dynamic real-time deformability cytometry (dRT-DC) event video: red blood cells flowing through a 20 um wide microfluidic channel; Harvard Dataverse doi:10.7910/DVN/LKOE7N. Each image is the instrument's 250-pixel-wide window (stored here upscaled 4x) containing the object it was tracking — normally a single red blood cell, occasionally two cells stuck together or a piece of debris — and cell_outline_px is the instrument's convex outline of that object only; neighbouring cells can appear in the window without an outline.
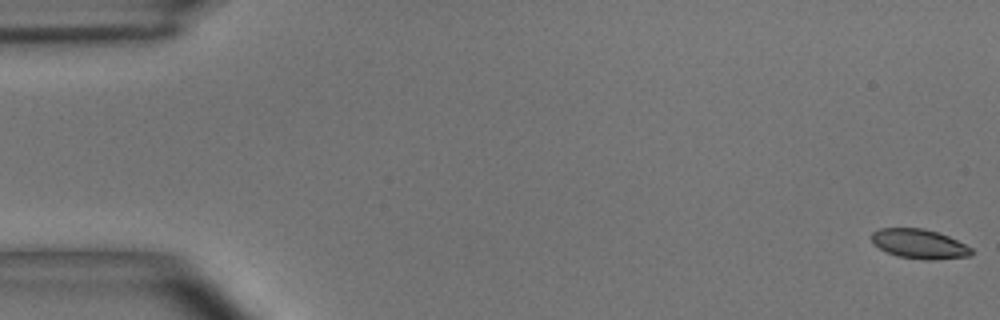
{"species": "common noctule bat (a hibernating species)", "species_latin": "Nyctalus noctula", "temperature_condition": "room temperature", "stored_images_in_passage": 55, "camera_frame_rate_fps": 3000, "um_per_image_px": 0.085, "animal": {"sex": "male", "body_mass_g": 15.6}, "frame": {"image": 1, "passage_image": 1, "time_ms": 0.0, "image_size_px": [1000, 320], "cell_outline_px": [[972, 256], [936, 260], [924, 260], [896, 256], [872, 244], [872, 232], [880, 228], [924, 228], [948, 236], [972, 248]], "centroid_in_image_um": [78.14, 20.74], "position_along_channel_um": 6.9, "area_um2": 17.22}}
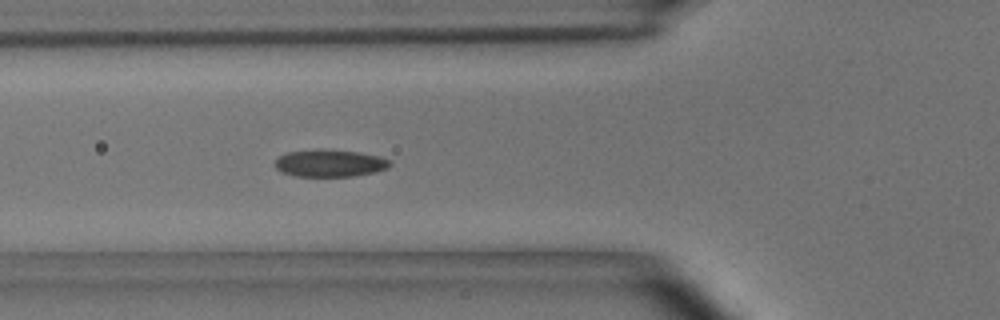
{"frame": {"image": 2, "passage_image": 20, "time_ms": 6.333, "image_size_px": [1000, 320], "cell_outline_px": [[392, 164], [388, 168], [376, 172], [352, 176], [296, 176], [280, 172], [276, 168], [276, 160], [280, 156], [288, 152], [360, 152], [380, 156], [392, 160]], "centroid_in_image_um": [28.12, 13.92], "position_along_channel_um": 97.7, "area_um2": 17.46}}
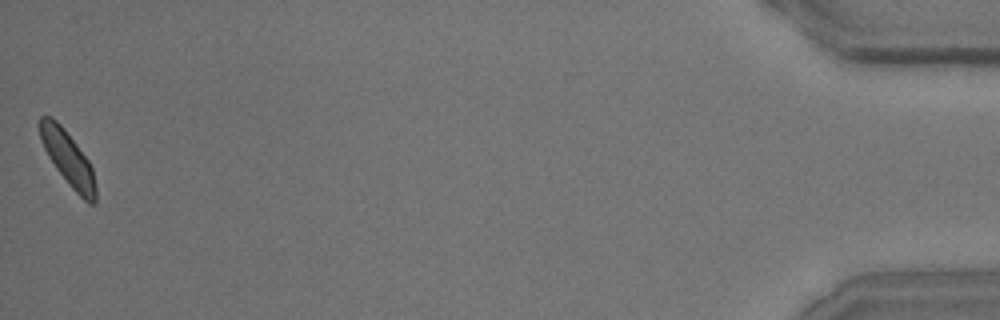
{"frame": {"image": 3, "passage_image": 55, "time_ms": 18.0, "image_size_px": [1000, 320], "cell_outline_px": [[96, 204], [88, 204], [72, 188], [56, 168], [48, 156], [40, 140], [36, 124], [40, 116], [52, 116], [64, 128], [88, 160], [92, 168], [96, 188]], "centroid_in_image_um": [5.74, 13.43], "position_along_channel_um": 429.5, "area_um2": 17.8}, "authors_computed_cell_mechanics": {"area_um2": 17.8024, "velocity_mm_per_s": 3.6483, "shape_relaxation_time_tau1_ms": 4.3167, "shape_relaxation_time_tau2_ms": 1.9627, "deformation_change_tau1": 0.1192, "deformation_change_tau2": 0.059}}